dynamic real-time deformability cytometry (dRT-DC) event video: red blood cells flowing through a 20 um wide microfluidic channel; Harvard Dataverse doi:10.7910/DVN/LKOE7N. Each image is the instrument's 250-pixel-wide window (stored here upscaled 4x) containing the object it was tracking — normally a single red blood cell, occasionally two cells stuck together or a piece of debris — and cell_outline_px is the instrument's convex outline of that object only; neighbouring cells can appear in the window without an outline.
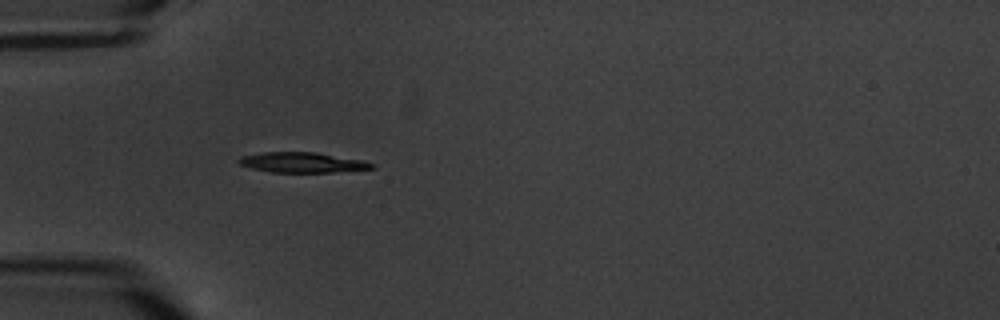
{"species": "common noctule bat (a hibernating species)", "species_latin": "Nyctalus noctula", "temperature_condition": "warm", "stored_images_in_passage": 1, "camera_frame_rate_fps": 3000, "um_per_image_px": 0.085, "animal": {"sex": "male", "body_mass_g": 20.1, "forearm_length_mm": 53.5}, "frame": {"image": 1, "passage_image": 1, "time_ms": 0.0, "image_size_px": [1000, 320], "cell_outline_px": [[376, 168], [332, 172], [272, 172], [252, 168], [240, 164], [236, 160], [240, 156], [264, 152], [316, 152], [364, 160], [376, 164]], "centroid_in_image_um": [25.73, 13.8], "position_along_channel_um": 59.3, "area_um2": 15.72}}